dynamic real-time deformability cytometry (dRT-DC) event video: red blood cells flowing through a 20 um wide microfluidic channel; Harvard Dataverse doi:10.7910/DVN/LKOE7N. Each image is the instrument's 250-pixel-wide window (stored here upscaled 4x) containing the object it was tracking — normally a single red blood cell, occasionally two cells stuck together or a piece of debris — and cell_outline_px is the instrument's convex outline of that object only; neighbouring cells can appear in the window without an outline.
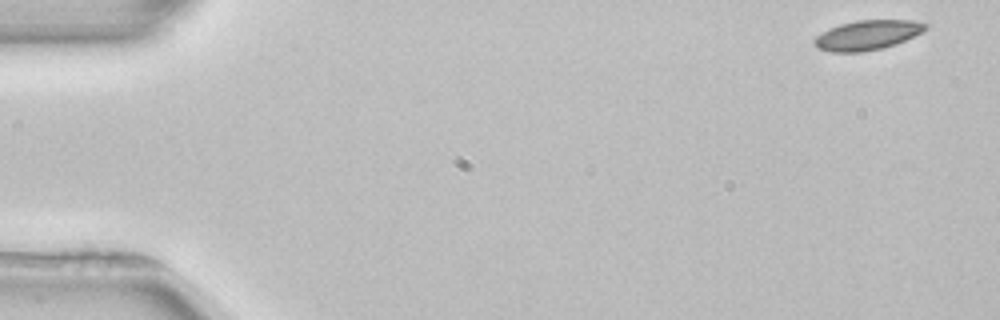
{"species": "common noctule bat (a hibernating species)", "species_latin": "Nyctalus noctula", "temperature_condition": "room temperature", "stored_images_in_passage": 51, "camera_frame_rate_fps": 3000, "um_per_image_px": 0.085, "animal": {"sex": "female", "body_mass_g": 22.7, "forearm_length_mm": 54.2}, "frame": {"image": 1, "passage_image": 1, "time_ms": 0.0, "image_size_px": [1000, 320], "cell_outline_px": [[928, 28], [924, 32], [896, 44], [884, 48], [860, 52], [832, 52], [816, 48], [816, 36], [840, 24], [856, 20], [912, 20], [928, 24]], "centroid_in_image_um": [73.8, 2.98], "position_along_channel_um": 11.2, "area_um2": 19.13}}
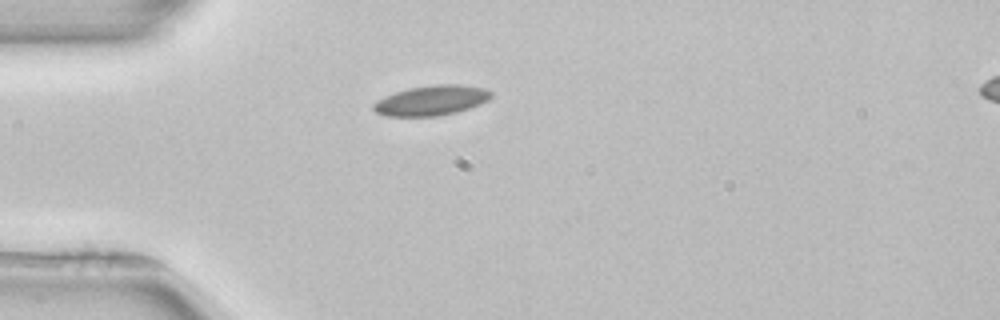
{"frame": {"image": 2, "passage_image": 13, "time_ms": 4.0, "image_size_px": [1000, 320], "cell_outline_px": [[492, 96], [488, 100], [480, 104], [456, 112], [436, 116], [384, 116], [376, 112], [372, 108], [372, 104], [376, 100], [384, 96], [408, 88], [432, 84], [460, 84], [484, 88], [492, 92]], "centroid_in_image_um": [36.65, 8.53], "position_along_channel_um": 48.4, "area_um2": 20.69}}
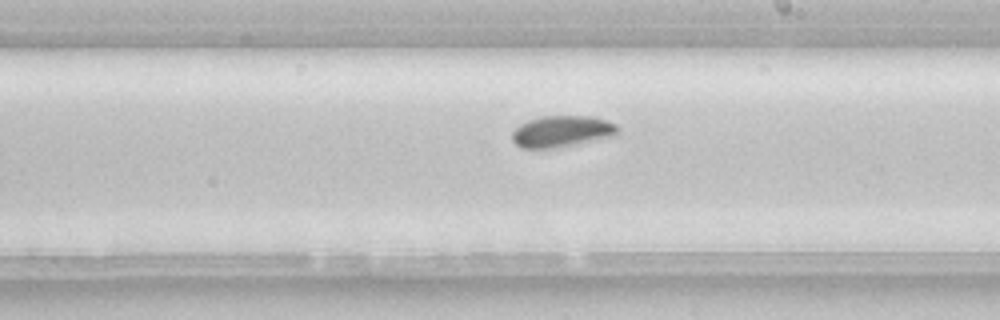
{"frame": {"image": 3, "passage_image": 29, "time_ms": 9.333, "image_size_px": [1000, 320], "cell_outline_px": [[620, 128], [616, 136], [552, 148], [520, 148], [512, 140], [512, 132], [520, 124], [528, 120], [540, 116], [588, 116], [604, 120], [616, 124]], "centroid_in_image_um": [47.75, 11.16], "position_along_channel_um": 241.3, "area_um2": 19.25}, "authors_computed_cell_mechanics": {"area_um2": 19.3052, "velocity_mm_per_s": 3.9047, "shape_relaxation_time_tau1_ms": 8.7599, "shape_relaxation_time_tau2_ms": null, "deformation_change_tau1": 0.1054, "deformation_change_tau2": null}}